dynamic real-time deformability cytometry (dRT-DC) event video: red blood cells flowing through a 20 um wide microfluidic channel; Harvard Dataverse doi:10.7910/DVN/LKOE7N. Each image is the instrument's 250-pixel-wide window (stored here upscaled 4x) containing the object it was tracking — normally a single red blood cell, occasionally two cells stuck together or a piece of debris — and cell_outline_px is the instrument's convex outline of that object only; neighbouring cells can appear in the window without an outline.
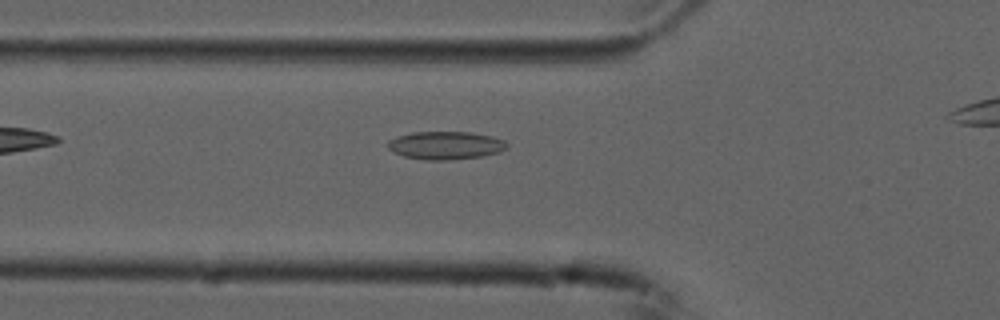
{"species": "common noctule bat (a hibernating species)", "species_latin": "Nyctalus noctula", "temperature_condition": "cold", "stored_images_in_passage": 30, "camera_frame_rate_fps": 3000, "um_per_image_px": 0.085, "animal": {"sex": "male", "forearm_length_mm": 52.5}, "frame": {"image": 1, "passage_image": 2, "time_ms": 0.333, "image_size_px": [1000, 320], "cell_outline_px": [[508, 148], [500, 152], [484, 156], [448, 160], [424, 160], [404, 156], [392, 152], [388, 148], [388, 140], [396, 136], [412, 132], [472, 132], [492, 136], [504, 140], [508, 144]], "centroid_in_image_um": [37.88, 12.36], "position_along_channel_um": 87.9, "area_um2": 19.71}}
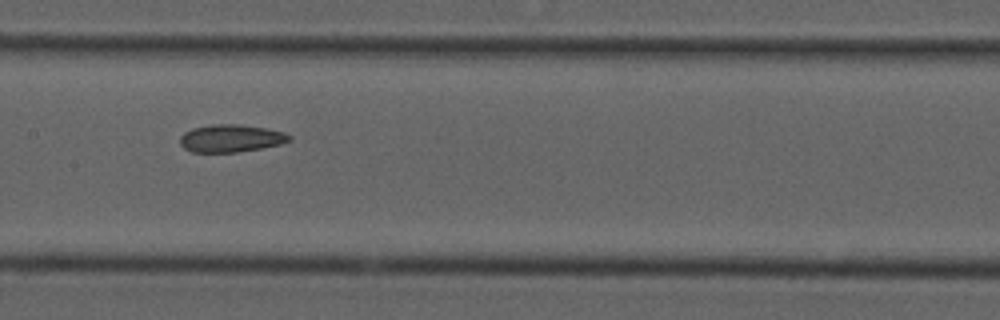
{"frame": {"image": 2, "passage_image": 10, "time_ms": 3.0, "image_size_px": [1000, 320], "cell_outline_px": [[292, 140], [280, 144], [260, 148], [236, 152], [192, 152], [184, 148], [180, 144], [180, 136], [184, 132], [192, 128], [212, 124], [240, 124], [268, 128], [284, 132], [292, 136]], "centroid_in_image_um": [19.63, 11.74], "position_along_channel_um": 187.8, "area_um2": 17.69}}
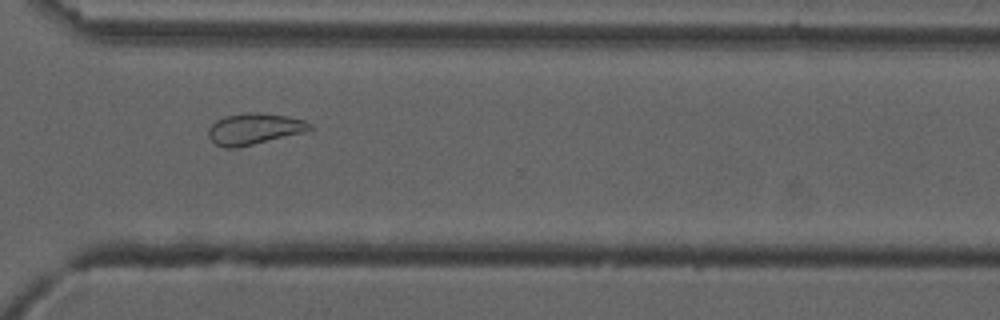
{"frame": {"image": 3, "passage_image": 23, "time_ms": 7.333, "image_size_px": [1000, 320], "cell_outline_px": [[312, 128], [304, 132], [236, 148], [224, 148], [216, 144], [208, 136], [208, 128], [216, 120], [224, 116], [248, 112], [260, 112], [288, 116], [304, 120], [312, 124]], "centroid_in_image_um": [21.59, 10.94], "position_along_channel_um": 349.0, "area_um2": 18.44}}